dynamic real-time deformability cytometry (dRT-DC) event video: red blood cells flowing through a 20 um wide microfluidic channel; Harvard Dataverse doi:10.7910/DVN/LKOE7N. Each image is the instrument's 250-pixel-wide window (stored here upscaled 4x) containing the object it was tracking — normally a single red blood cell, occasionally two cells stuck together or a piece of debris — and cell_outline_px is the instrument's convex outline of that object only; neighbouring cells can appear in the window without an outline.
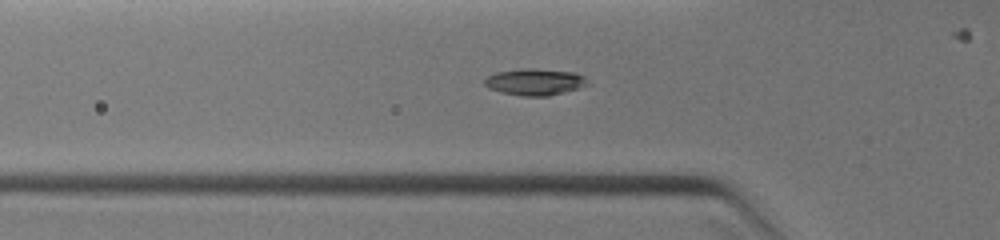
{"species": "common noctule bat (a hibernating species)", "species_latin": "Nyctalus noctula", "temperature_condition": "warm", "stored_images_in_passage": 37, "camera_frame_rate_fps": 3000, "um_per_image_px": 0.085, "animal": {"sex": "female", "body_mass_g": 19.0, "forearm_length_mm": 51.5}, "frame": {"image": 1, "passage_image": 5, "time_ms": 0.667, "image_size_px": [1000, 240], "cell_outline_px": [[588, 84], [580, 88], [548, 96], [520, 96], [488, 88], [484, 84], [484, 80], [488, 76], [496, 72], [520, 68], [536, 68], [572, 72], [584, 76]], "centroid_in_image_um": [45.45, 6.95], "position_along_channel_um": 80.4, "area_um2": 15.95}}
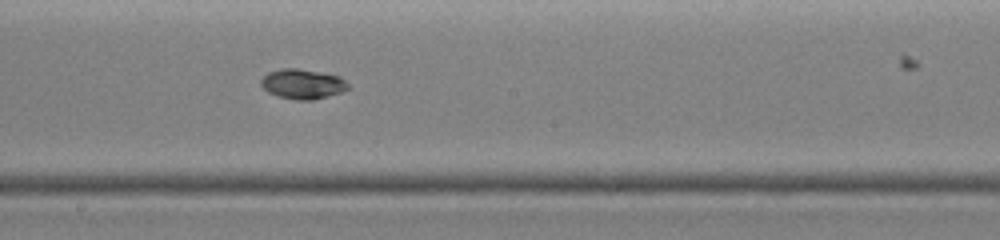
{"frame": {"image": 2, "passage_image": 21, "time_ms": 3.333, "image_size_px": [1000, 240], "cell_outline_px": [[348, 88], [340, 92], [316, 100], [296, 100], [276, 96], [268, 92], [260, 84], [260, 80], [268, 72], [280, 68], [296, 68], [340, 76], [348, 84]], "centroid_in_image_um": [25.68, 7.14], "position_along_channel_um": 222.5, "area_um2": 15.14}}
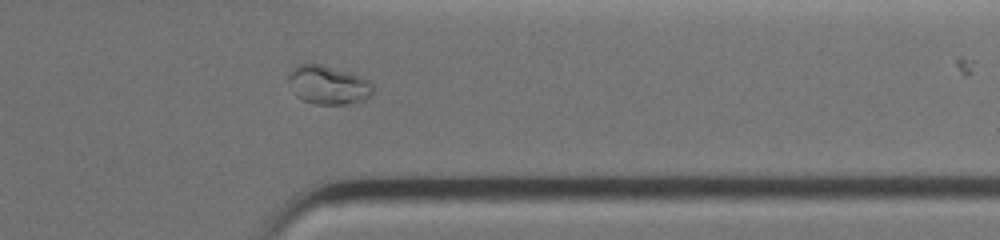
{"frame": {"image": 3, "passage_image": 35, "time_ms": 6.333, "image_size_px": [1000, 240], "cell_outline_px": [[372, 92], [364, 100], [344, 104], [316, 104], [304, 100], [296, 96], [292, 92], [288, 84], [288, 76], [292, 68], [300, 64], [312, 60], [360, 76], [368, 80], [372, 84]], "centroid_in_image_um": [27.82, 7.18], "position_along_channel_um": 383.6, "area_um2": 19.36}}